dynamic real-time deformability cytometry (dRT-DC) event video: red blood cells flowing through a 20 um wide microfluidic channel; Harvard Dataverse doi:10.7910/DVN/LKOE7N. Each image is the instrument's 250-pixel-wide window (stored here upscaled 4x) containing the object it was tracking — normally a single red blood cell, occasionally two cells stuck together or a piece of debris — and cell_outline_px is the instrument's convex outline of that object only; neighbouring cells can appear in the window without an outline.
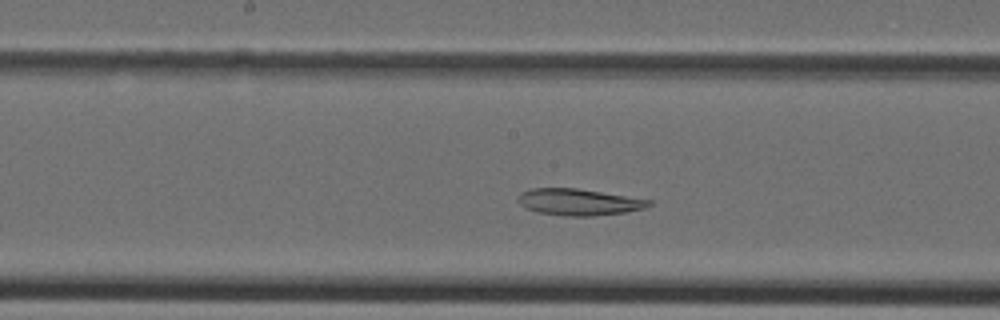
{"species": "Egyptian fruit bat (a non-hibernating species)", "species_latin": "Rousettus aegyptiacus", "temperature_condition": "cold", "stored_images_in_passage": 33, "camera_frame_rate_fps": 3000, "um_per_image_px": 0.085, "animal": {"sex": "female"}, "frame": {"image": 1, "passage_image": 14, "time_ms": 4.333, "image_size_px": [1000, 320], "cell_outline_px": [[652, 204], [644, 208], [624, 212], [592, 216], [564, 216], [540, 212], [524, 208], [516, 200], [520, 192], [532, 188], [576, 188], [652, 200]], "centroid_in_image_um": [49.15, 17.17], "position_along_channel_um": 199.0, "area_um2": 20.17}}
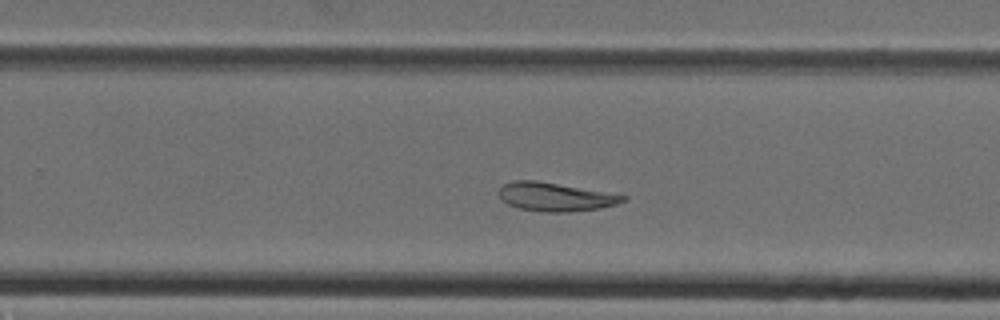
{"frame": {"image": 2, "passage_image": 19, "time_ms": 6.0, "image_size_px": [1000, 320], "cell_outline_px": [[628, 196], [624, 200], [616, 204], [600, 208], [568, 212], [540, 212], [520, 208], [508, 204], [500, 200], [500, 188], [504, 184], [512, 180], [536, 180]], "centroid_in_image_um": [47.16, 16.73], "position_along_channel_um": 282.6, "area_um2": 20.46}}
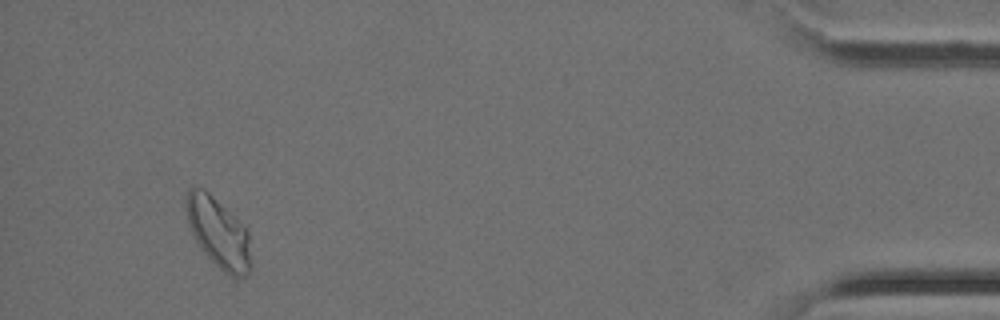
{"frame": {"image": 3, "passage_image": 31, "time_ms": 10.0, "image_size_px": [1000, 320], "cell_outline_px": [[248, 272], [244, 276], [236, 280], [224, 272], [204, 252], [196, 240], [188, 224], [184, 212], [184, 196], [188, 188], [192, 184], [204, 188], [248, 232]], "centroid_in_image_um": [18.45, 19.72], "position_along_channel_um": 416.7, "area_um2": 25.89}}